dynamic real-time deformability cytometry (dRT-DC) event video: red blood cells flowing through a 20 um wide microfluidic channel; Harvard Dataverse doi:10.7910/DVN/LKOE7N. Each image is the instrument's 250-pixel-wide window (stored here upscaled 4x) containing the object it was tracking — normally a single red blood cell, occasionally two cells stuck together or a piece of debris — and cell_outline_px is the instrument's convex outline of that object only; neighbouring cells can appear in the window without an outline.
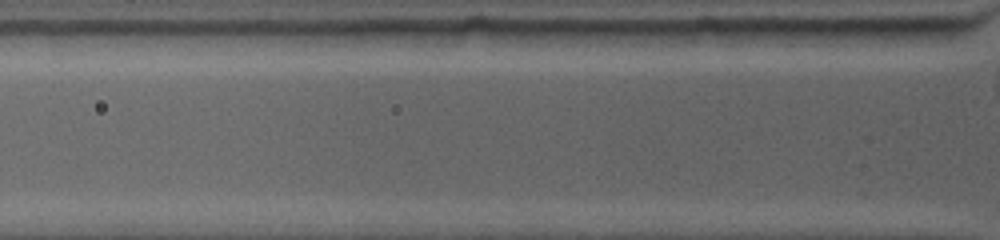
{"species": "common noctule bat (a hibernating species)", "species_latin": "Nyctalus noctula", "temperature_condition": "warm", "stored_images_in_passage": 2, "segment_of_instrument_passage": [2, 2], "camera_frame_rate_fps": 4500, "um_per_image_px": 0.085, "animal": {"sex": "female", "body_mass_g": 19.0, "forearm_length_mm": 53.3}, "frame": {"image": 1, "passage_image": 2, "time_ms": 0.444, "image_size_px": [1000, 240], "cell_outline_px": [[984, 20], [972, 32], [924, 44], [896, 44], [836, 32], [832, 28], [980, 20]], "centroid_in_image_um": [77.56, 2.7], "position_along_channel_um": 48.2, "area_um2": 15.43}}